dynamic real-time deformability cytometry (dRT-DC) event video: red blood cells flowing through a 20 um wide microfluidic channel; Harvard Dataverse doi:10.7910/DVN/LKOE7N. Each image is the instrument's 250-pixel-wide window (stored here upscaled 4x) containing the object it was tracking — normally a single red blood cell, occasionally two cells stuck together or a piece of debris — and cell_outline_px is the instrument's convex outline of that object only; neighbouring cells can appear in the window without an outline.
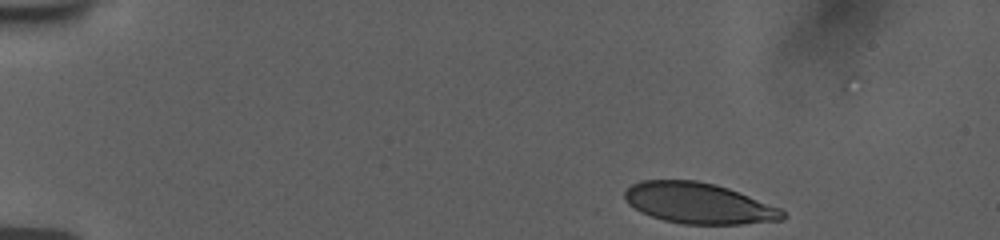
{"species": "human", "species_latin": "Homo sapiens", "temperature_condition": "room temperature", "stored_images_in_passage": 43, "camera_frame_rate_fps": 3000, "um_per_image_px": 0.085, "donor": {"sex": "female"}, "frame": {"image": 1, "passage_image": 1, "time_ms": 0.0, "image_size_px": [1000, 240], "cell_outline_px": [[788, 216], [784, 220], [740, 224], [684, 224], [664, 220], [640, 212], [628, 204], [624, 200], [624, 192], [632, 184], [640, 180], [696, 180], [716, 184], [728, 188], [780, 208]], "centroid_in_image_um": [59.37, 17.27], "position_along_channel_um": 25.6, "area_um2": 37.63}}
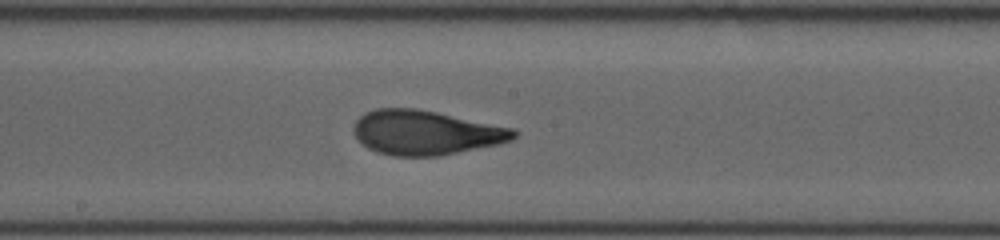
{"frame": {"image": 2, "passage_image": 24, "time_ms": 7.667, "image_size_px": [1000, 240], "cell_outline_px": [[516, 136], [512, 140], [500, 144], [436, 156], [392, 156], [376, 152], [368, 148], [352, 132], [352, 128], [356, 120], [364, 112], [376, 108], [416, 108], [516, 128]], "centroid_in_image_um": [36.18, 11.26], "position_along_channel_um": 212.0, "area_um2": 41.62}}
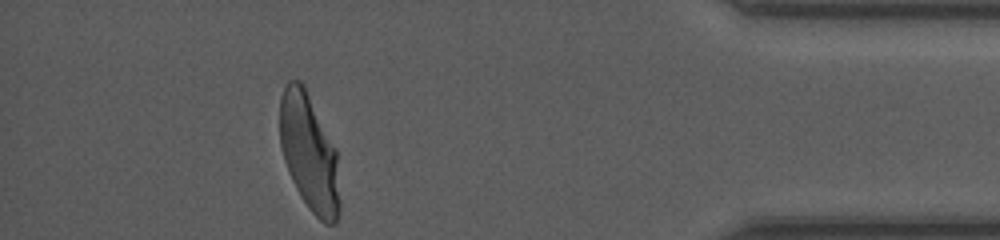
{"frame": {"image": 3, "passage_image": 43, "time_ms": 14.0, "image_size_px": [1000, 240], "cell_outline_px": [[340, 216], [336, 224], [324, 224], [308, 208], [300, 196], [288, 172], [284, 160], [280, 144], [280, 96], [288, 80], [300, 80], [304, 84], [336, 148], [340, 204]], "centroid_in_image_um": [26.29, 12.99], "position_along_channel_um": 408.9, "area_um2": 41.27}, "authors_computed_cell_mechanics": {"area_um2": 40.8068, "velocity_mm_per_s": 3.7549, "shape_relaxation_time_tau1_ms": 5.1828, "shape_relaxation_time_tau2_ms": 0.8515, "deformation_change_tau1": 0.1965, "deformation_change_tau2": 0.0743}}